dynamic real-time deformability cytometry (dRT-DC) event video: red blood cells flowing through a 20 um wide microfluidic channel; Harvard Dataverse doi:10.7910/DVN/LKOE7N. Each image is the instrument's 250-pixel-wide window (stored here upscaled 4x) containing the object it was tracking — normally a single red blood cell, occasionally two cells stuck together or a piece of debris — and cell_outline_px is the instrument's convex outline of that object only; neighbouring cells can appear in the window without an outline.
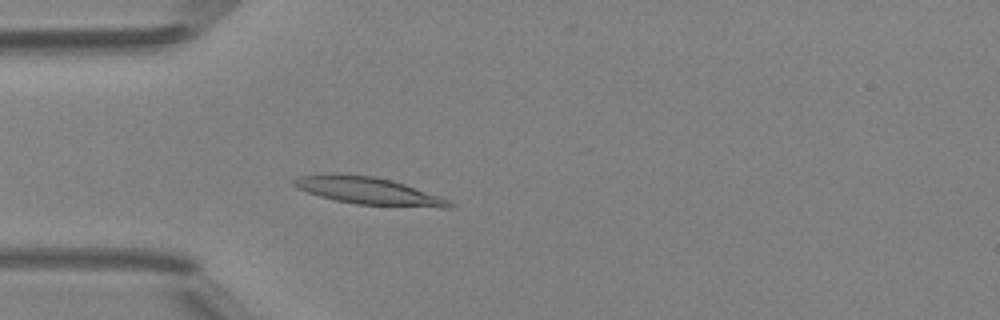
{"species": "Egyptian fruit bat (a non-hibernating species)", "species_latin": "Rousettus aegyptiacus", "temperature_condition": "room temperature", "stored_images_in_passage": 4, "camera_frame_rate_fps": 3000, "um_per_image_px": 0.085, "animal": {"sex": "female"}, "frame": {"image": 1, "passage_image": 4, "time_ms": 3.333, "image_size_px": [1000, 320], "cell_outline_px": [[456, 204], [452, 208], [440, 208], [356, 204], [336, 200], [320, 196], [296, 188], [292, 184], [292, 180], [300, 176], [376, 176], [392, 180], [440, 196]], "centroid_in_image_um": [31.44, 16.27], "position_along_channel_um": 53.6, "area_um2": 23.93}}